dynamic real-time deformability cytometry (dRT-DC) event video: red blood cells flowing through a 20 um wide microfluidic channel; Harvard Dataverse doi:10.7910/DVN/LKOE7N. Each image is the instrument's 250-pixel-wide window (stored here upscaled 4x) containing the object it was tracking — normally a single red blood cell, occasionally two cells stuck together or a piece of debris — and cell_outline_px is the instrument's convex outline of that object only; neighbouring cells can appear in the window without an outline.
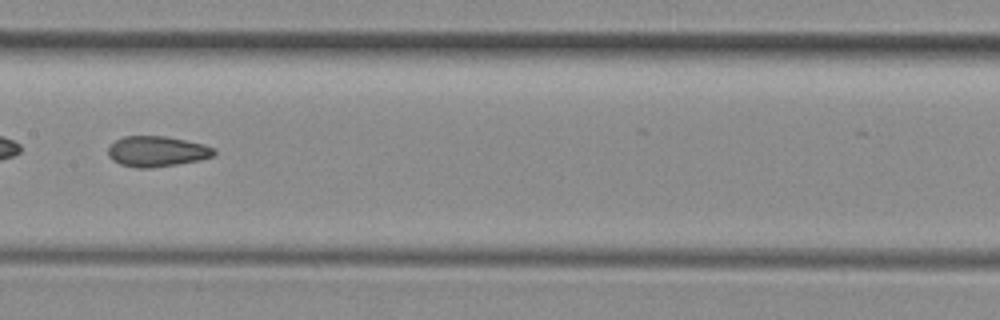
{"species": "common noctule bat (a hibernating species)", "species_latin": "Nyctalus noctula", "temperature_condition": "room temperature", "stored_images_in_passage": 34, "camera_frame_rate_fps": 3000, "um_per_image_px": 0.085, "animal": {"sex": "female", "body_mass_g": 29.2, "forearm_length_mm": 56.3}, "frame": {"image": 1, "passage_image": 10, "time_ms": 3.0, "image_size_px": [1000, 320], "cell_outline_px": [[216, 152], [212, 156], [200, 160], [152, 168], [136, 168], [120, 164], [112, 160], [108, 156], [108, 148], [116, 140], [124, 136], [164, 136], [204, 144], [216, 148]], "centroid_in_image_um": [13.33, 12.87], "position_along_channel_um": 194.1, "area_um2": 18.84}}